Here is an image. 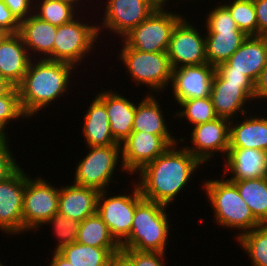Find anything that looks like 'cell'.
Wrapping results in <instances>:
<instances>
[{
    "label": "cell",
    "mask_w": 267,
    "mask_h": 266,
    "mask_svg": "<svg viewBox=\"0 0 267 266\" xmlns=\"http://www.w3.org/2000/svg\"><path fill=\"white\" fill-rule=\"evenodd\" d=\"M202 165L204 164L183 145L180 146L179 142L138 171L136 175H140L135 182L144 199L170 206L184 192L185 187L189 188L188 183L194 179V173Z\"/></svg>",
    "instance_id": "cell-1"
},
{
    "label": "cell",
    "mask_w": 267,
    "mask_h": 266,
    "mask_svg": "<svg viewBox=\"0 0 267 266\" xmlns=\"http://www.w3.org/2000/svg\"><path fill=\"white\" fill-rule=\"evenodd\" d=\"M73 70L77 71L73 65L64 62L49 59L30 61L23 80L17 86L21 107L29 120L39 115L42 109L44 111L52 101L54 103L69 94L67 89L75 77Z\"/></svg>",
    "instance_id": "cell-2"
},
{
    "label": "cell",
    "mask_w": 267,
    "mask_h": 266,
    "mask_svg": "<svg viewBox=\"0 0 267 266\" xmlns=\"http://www.w3.org/2000/svg\"><path fill=\"white\" fill-rule=\"evenodd\" d=\"M222 177V178H221ZM220 179L206 178L202 181V189L206 200L214 211V223L219 227L237 230V239L242 234L259 227L261 223L254 217L249 206L241 198L236 185L221 175Z\"/></svg>",
    "instance_id": "cell-3"
},
{
    "label": "cell",
    "mask_w": 267,
    "mask_h": 266,
    "mask_svg": "<svg viewBox=\"0 0 267 266\" xmlns=\"http://www.w3.org/2000/svg\"><path fill=\"white\" fill-rule=\"evenodd\" d=\"M168 208L143 198L136 205L129 237L121 244V249L167 253L170 232L173 231Z\"/></svg>",
    "instance_id": "cell-4"
},
{
    "label": "cell",
    "mask_w": 267,
    "mask_h": 266,
    "mask_svg": "<svg viewBox=\"0 0 267 266\" xmlns=\"http://www.w3.org/2000/svg\"><path fill=\"white\" fill-rule=\"evenodd\" d=\"M116 55L135 86L145 85L147 94H162L172 81V67L167 52H142L128 47L122 40ZM151 91V92H150Z\"/></svg>",
    "instance_id": "cell-5"
},
{
    "label": "cell",
    "mask_w": 267,
    "mask_h": 266,
    "mask_svg": "<svg viewBox=\"0 0 267 266\" xmlns=\"http://www.w3.org/2000/svg\"><path fill=\"white\" fill-rule=\"evenodd\" d=\"M87 149H89L87 155L75 164L74 181L72 180V183L92 187L99 192L108 190L109 185L116 182V178L114 179L115 176H113L117 174L116 170L126 173L121 163V144L89 146Z\"/></svg>",
    "instance_id": "cell-6"
},
{
    "label": "cell",
    "mask_w": 267,
    "mask_h": 266,
    "mask_svg": "<svg viewBox=\"0 0 267 266\" xmlns=\"http://www.w3.org/2000/svg\"><path fill=\"white\" fill-rule=\"evenodd\" d=\"M82 14L81 18L78 15L72 21L57 26L53 46L54 61L68 63L78 69L77 66L81 65L82 61L84 62L83 59L89 57L94 49L96 50L95 45L99 42L97 40L101 38L98 37L97 22L93 24L91 20L92 22L88 24L87 20L82 19V17L85 18L83 12Z\"/></svg>",
    "instance_id": "cell-7"
},
{
    "label": "cell",
    "mask_w": 267,
    "mask_h": 266,
    "mask_svg": "<svg viewBox=\"0 0 267 266\" xmlns=\"http://www.w3.org/2000/svg\"><path fill=\"white\" fill-rule=\"evenodd\" d=\"M52 181L31 177L25 172L23 195V234L38 231L54 214L58 213L59 190Z\"/></svg>",
    "instance_id": "cell-8"
},
{
    "label": "cell",
    "mask_w": 267,
    "mask_h": 266,
    "mask_svg": "<svg viewBox=\"0 0 267 266\" xmlns=\"http://www.w3.org/2000/svg\"><path fill=\"white\" fill-rule=\"evenodd\" d=\"M181 12L155 9L144 21L126 34L122 41L142 52H167L172 32L183 18Z\"/></svg>",
    "instance_id": "cell-9"
},
{
    "label": "cell",
    "mask_w": 267,
    "mask_h": 266,
    "mask_svg": "<svg viewBox=\"0 0 267 266\" xmlns=\"http://www.w3.org/2000/svg\"><path fill=\"white\" fill-rule=\"evenodd\" d=\"M134 183V184H133ZM132 193L109 195L100 191L97 198L96 213L103 219L114 239L121 245L128 237L133 224L136 205L143 199L137 183H131ZM108 194V195H107Z\"/></svg>",
    "instance_id": "cell-10"
},
{
    "label": "cell",
    "mask_w": 267,
    "mask_h": 266,
    "mask_svg": "<svg viewBox=\"0 0 267 266\" xmlns=\"http://www.w3.org/2000/svg\"><path fill=\"white\" fill-rule=\"evenodd\" d=\"M186 137H160L147 132L132 131L121 143L122 164L127 175L137 174L146 164L164 153L170 146L183 143Z\"/></svg>",
    "instance_id": "cell-11"
},
{
    "label": "cell",
    "mask_w": 267,
    "mask_h": 266,
    "mask_svg": "<svg viewBox=\"0 0 267 266\" xmlns=\"http://www.w3.org/2000/svg\"><path fill=\"white\" fill-rule=\"evenodd\" d=\"M101 3L105 7H102L103 18L100 17L101 22L97 23L99 37L107 30L122 39L155 10L147 0H104Z\"/></svg>",
    "instance_id": "cell-12"
},
{
    "label": "cell",
    "mask_w": 267,
    "mask_h": 266,
    "mask_svg": "<svg viewBox=\"0 0 267 266\" xmlns=\"http://www.w3.org/2000/svg\"><path fill=\"white\" fill-rule=\"evenodd\" d=\"M200 30L193 22L187 20V16H183L177 23L167 49L172 69L208 63L205 50V31L203 34Z\"/></svg>",
    "instance_id": "cell-13"
},
{
    "label": "cell",
    "mask_w": 267,
    "mask_h": 266,
    "mask_svg": "<svg viewBox=\"0 0 267 266\" xmlns=\"http://www.w3.org/2000/svg\"><path fill=\"white\" fill-rule=\"evenodd\" d=\"M210 97L218 117L228 120H233L234 117L237 119L250 113V108L254 112L255 83L226 82L215 72Z\"/></svg>",
    "instance_id": "cell-14"
},
{
    "label": "cell",
    "mask_w": 267,
    "mask_h": 266,
    "mask_svg": "<svg viewBox=\"0 0 267 266\" xmlns=\"http://www.w3.org/2000/svg\"><path fill=\"white\" fill-rule=\"evenodd\" d=\"M190 129L191 146L187 145L189 143L182 145L205 166L209 161L211 163L212 157L215 159L217 154H221L223 159L226 158L229 150L230 120L218 117Z\"/></svg>",
    "instance_id": "cell-15"
},
{
    "label": "cell",
    "mask_w": 267,
    "mask_h": 266,
    "mask_svg": "<svg viewBox=\"0 0 267 266\" xmlns=\"http://www.w3.org/2000/svg\"><path fill=\"white\" fill-rule=\"evenodd\" d=\"M25 171L21 165L0 182V232L11 237L23 235Z\"/></svg>",
    "instance_id": "cell-16"
},
{
    "label": "cell",
    "mask_w": 267,
    "mask_h": 266,
    "mask_svg": "<svg viewBox=\"0 0 267 266\" xmlns=\"http://www.w3.org/2000/svg\"><path fill=\"white\" fill-rule=\"evenodd\" d=\"M215 67L204 63L201 65L181 66L172 69V97L177 106L185 100L210 97Z\"/></svg>",
    "instance_id": "cell-17"
},
{
    "label": "cell",
    "mask_w": 267,
    "mask_h": 266,
    "mask_svg": "<svg viewBox=\"0 0 267 266\" xmlns=\"http://www.w3.org/2000/svg\"><path fill=\"white\" fill-rule=\"evenodd\" d=\"M267 65V51L260 36H248L237 51L224 63L215 68V72L244 73L254 83Z\"/></svg>",
    "instance_id": "cell-18"
},
{
    "label": "cell",
    "mask_w": 267,
    "mask_h": 266,
    "mask_svg": "<svg viewBox=\"0 0 267 266\" xmlns=\"http://www.w3.org/2000/svg\"><path fill=\"white\" fill-rule=\"evenodd\" d=\"M223 175L230 181L267 177V151L252 148H229L224 159Z\"/></svg>",
    "instance_id": "cell-19"
},
{
    "label": "cell",
    "mask_w": 267,
    "mask_h": 266,
    "mask_svg": "<svg viewBox=\"0 0 267 266\" xmlns=\"http://www.w3.org/2000/svg\"><path fill=\"white\" fill-rule=\"evenodd\" d=\"M96 96L105 104L114 140L121 144L132 133L136 102L113 89L101 90Z\"/></svg>",
    "instance_id": "cell-20"
},
{
    "label": "cell",
    "mask_w": 267,
    "mask_h": 266,
    "mask_svg": "<svg viewBox=\"0 0 267 266\" xmlns=\"http://www.w3.org/2000/svg\"><path fill=\"white\" fill-rule=\"evenodd\" d=\"M258 112L257 110L255 113L251 111L250 114H244L239 121L235 118L230 120L229 148L267 151V114L266 110L262 115Z\"/></svg>",
    "instance_id": "cell-21"
},
{
    "label": "cell",
    "mask_w": 267,
    "mask_h": 266,
    "mask_svg": "<svg viewBox=\"0 0 267 266\" xmlns=\"http://www.w3.org/2000/svg\"><path fill=\"white\" fill-rule=\"evenodd\" d=\"M31 57L19 33L0 41V76L17 87L25 76Z\"/></svg>",
    "instance_id": "cell-22"
},
{
    "label": "cell",
    "mask_w": 267,
    "mask_h": 266,
    "mask_svg": "<svg viewBox=\"0 0 267 266\" xmlns=\"http://www.w3.org/2000/svg\"><path fill=\"white\" fill-rule=\"evenodd\" d=\"M56 33L57 26L39 19L34 14L20 22L19 35L31 59L53 60Z\"/></svg>",
    "instance_id": "cell-23"
},
{
    "label": "cell",
    "mask_w": 267,
    "mask_h": 266,
    "mask_svg": "<svg viewBox=\"0 0 267 266\" xmlns=\"http://www.w3.org/2000/svg\"><path fill=\"white\" fill-rule=\"evenodd\" d=\"M99 191L92 187L63 184L59 190L58 213L69 219L83 221L96 213Z\"/></svg>",
    "instance_id": "cell-24"
},
{
    "label": "cell",
    "mask_w": 267,
    "mask_h": 266,
    "mask_svg": "<svg viewBox=\"0 0 267 266\" xmlns=\"http://www.w3.org/2000/svg\"><path fill=\"white\" fill-rule=\"evenodd\" d=\"M92 98V103L87 106L83 116L81 130L86 147L110 146L117 142L114 140L105 104L97 97Z\"/></svg>",
    "instance_id": "cell-25"
},
{
    "label": "cell",
    "mask_w": 267,
    "mask_h": 266,
    "mask_svg": "<svg viewBox=\"0 0 267 266\" xmlns=\"http://www.w3.org/2000/svg\"><path fill=\"white\" fill-rule=\"evenodd\" d=\"M144 95L145 96L143 99L141 98L139 103L136 102V112L132 131H144L159 135L160 137H174V132L169 128L172 126L167 125L168 123L165 120L166 117L163 115L165 113L162 110L163 105L159 103V101H161L158 97L160 94L155 95L145 93Z\"/></svg>",
    "instance_id": "cell-26"
},
{
    "label": "cell",
    "mask_w": 267,
    "mask_h": 266,
    "mask_svg": "<svg viewBox=\"0 0 267 266\" xmlns=\"http://www.w3.org/2000/svg\"><path fill=\"white\" fill-rule=\"evenodd\" d=\"M206 32V59L208 64L214 66L215 68L221 63L226 62L248 37L243 31Z\"/></svg>",
    "instance_id": "cell-27"
},
{
    "label": "cell",
    "mask_w": 267,
    "mask_h": 266,
    "mask_svg": "<svg viewBox=\"0 0 267 266\" xmlns=\"http://www.w3.org/2000/svg\"><path fill=\"white\" fill-rule=\"evenodd\" d=\"M121 248H100L74 242L58 251L72 266H108Z\"/></svg>",
    "instance_id": "cell-28"
},
{
    "label": "cell",
    "mask_w": 267,
    "mask_h": 266,
    "mask_svg": "<svg viewBox=\"0 0 267 266\" xmlns=\"http://www.w3.org/2000/svg\"><path fill=\"white\" fill-rule=\"evenodd\" d=\"M232 182L254 217L267 224V177Z\"/></svg>",
    "instance_id": "cell-29"
},
{
    "label": "cell",
    "mask_w": 267,
    "mask_h": 266,
    "mask_svg": "<svg viewBox=\"0 0 267 266\" xmlns=\"http://www.w3.org/2000/svg\"><path fill=\"white\" fill-rule=\"evenodd\" d=\"M76 242L92 247L121 248L97 213L80 222Z\"/></svg>",
    "instance_id": "cell-30"
},
{
    "label": "cell",
    "mask_w": 267,
    "mask_h": 266,
    "mask_svg": "<svg viewBox=\"0 0 267 266\" xmlns=\"http://www.w3.org/2000/svg\"><path fill=\"white\" fill-rule=\"evenodd\" d=\"M235 241L250 258L251 266H267V224L253 228Z\"/></svg>",
    "instance_id": "cell-31"
},
{
    "label": "cell",
    "mask_w": 267,
    "mask_h": 266,
    "mask_svg": "<svg viewBox=\"0 0 267 266\" xmlns=\"http://www.w3.org/2000/svg\"><path fill=\"white\" fill-rule=\"evenodd\" d=\"M34 3V15L55 26L68 23L82 13L63 0H35Z\"/></svg>",
    "instance_id": "cell-32"
},
{
    "label": "cell",
    "mask_w": 267,
    "mask_h": 266,
    "mask_svg": "<svg viewBox=\"0 0 267 266\" xmlns=\"http://www.w3.org/2000/svg\"><path fill=\"white\" fill-rule=\"evenodd\" d=\"M180 110L172 113L179 120L184 118L185 122L189 121L191 127L206 123L218 118L211 97L195 98L182 101Z\"/></svg>",
    "instance_id": "cell-33"
},
{
    "label": "cell",
    "mask_w": 267,
    "mask_h": 266,
    "mask_svg": "<svg viewBox=\"0 0 267 266\" xmlns=\"http://www.w3.org/2000/svg\"><path fill=\"white\" fill-rule=\"evenodd\" d=\"M223 5L229 10L238 29L247 36H258V23L253 0H224Z\"/></svg>",
    "instance_id": "cell-34"
},
{
    "label": "cell",
    "mask_w": 267,
    "mask_h": 266,
    "mask_svg": "<svg viewBox=\"0 0 267 266\" xmlns=\"http://www.w3.org/2000/svg\"><path fill=\"white\" fill-rule=\"evenodd\" d=\"M19 119L29 121L21 107L18 89L13 86L6 94L0 96V135L8 136L10 122H18Z\"/></svg>",
    "instance_id": "cell-35"
},
{
    "label": "cell",
    "mask_w": 267,
    "mask_h": 266,
    "mask_svg": "<svg viewBox=\"0 0 267 266\" xmlns=\"http://www.w3.org/2000/svg\"><path fill=\"white\" fill-rule=\"evenodd\" d=\"M79 221L69 219L59 213L54 214L43 225H52L53 236H56L57 243L55 244L54 252L60 251L63 247L77 241Z\"/></svg>",
    "instance_id": "cell-36"
},
{
    "label": "cell",
    "mask_w": 267,
    "mask_h": 266,
    "mask_svg": "<svg viewBox=\"0 0 267 266\" xmlns=\"http://www.w3.org/2000/svg\"><path fill=\"white\" fill-rule=\"evenodd\" d=\"M217 4L218 6H216ZM217 4L204 16V20L206 19L205 31H242L238 29L229 10L223 4Z\"/></svg>",
    "instance_id": "cell-37"
},
{
    "label": "cell",
    "mask_w": 267,
    "mask_h": 266,
    "mask_svg": "<svg viewBox=\"0 0 267 266\" xmlns=\"http://www.w3.org/2000/svg\"><path fill=\"white\" fill-rule=\"evenodd\" d=\"M120 252L133 266H167L165 263V259H167L165 254L167 253L136 251L134 249H121Z\"/></svg>",
    "instance_id": "cell-38"
},
{
    "label": "cell",
    "mask_w": 267,
    "mask_h": 266,
    "mask_svg": "<svg viewBox=\"0 0 267 266\" xmlns=\"http://www.w3.org/2000/svg\"><path fill=\"white\" fill-rule=\"evenodd\" d=\"M9 136H0V182L10 176L19 166L10 147ZM15 157V158H14Z\"/></svg>",
    "instance_id": "cell-39"
},
{
    "label": "cell",
    "mask_w": 267,
    "mask_h": 266,
    "mask_svg": "<svg viewBox=\"0 0 267 266\" xmlns=\"http://www.w3.org/2000/svg\"><path fill=\"white\" fill-rule=\"evenodd\" d=\"M16 19L21 22L34 14V0H2Z\"/></svg>",
    "instance_id": "cell-40"
},
{
    "label": "cell",
    "mask_w": 267,
    "mask_h": 266,
    "mask_svg": "<svg viewBox=\"0 0 267 266\" xmlns=\"http://www.w3.org/2000/svg\"><path fill=\"white\" fill-rule=\"evenodd\" d=\"M0 29L6 34L19 33L20 30V22L2 0H0Z\"/></svg>",
    "instance_id": "cell-41"
},
{
    "label": "cell",
    "mask_w": 267,
    "mask_h": 266,
    "mask_svg": "<svg viewBox=\"0 0 267 266\" xmlns=\"http://www.w3.org/2000/svg\"><path fill=\"white\" fill-rule=\"evenodd\" d=\"M258 23V36L267 31V0H253Z\"/></svg>",
    "instance_id": "cell-42"
},
{
    "label": "cell",
    "mask_w": 267,
    "mask_h": 266,
    "mask_svg": "<svg viewBox=\"0 0 267 266\" xmlns=\"http://www.w3.org/2000/svg\"><path fill=\"white\" fill-rule=\"evenodd\" d=\"M258 100L260 102L263 101V103L267 100V65L261 71V74L255 83V103H257V105H262V102L260 104L258 103Z\"/></svg>",
    "instance_id": "cell-43"
},
{
    "label": "cell",
    "mask_w": 267,
    "mask_h": 266,
    "mask_svg": "<svg viewBox=\"0 0 267 266\" xmlns=\"http://www.w3.org/2000/svg\"><path fill=\"white\" fill-rule=\"evenodd\" d=\"M223 80L226 82L234 83H254L248 76L244 73L238 72H216Z\"/></svg>",
    "instance_id": "cell-44"
},
{
    "label": "cell",
    "mask_w": 267,
    "mask_h": 266,
    "mask_svg": "<svg viewBox=\"0 0 267 266\" xmlns=\"http://www.w3.org/2000/svg\"><path fill=\"white\" fill-rule=\"evenodd\" d=\"M51 261L47 266H72V264L63 257L59 252H54L51 254Z\"/></svg>",
    "instance_id": "cell-45"
},
{
    "label": "cell",
    "mask_w": 267,
    "mask_h": 266,
    "mask_svg": "<svg viewBox=\"0 0 267 266\" xmlns=\"http://www.w3.org/2000/svg\"><path fill=\"white\" fill-rule=\"evenodd\" d=\"M108 266H133L132 263L120 252L115 254Z\"/></svg>",
    "instance_id": "cell-46"
},
{
    "label": "cell",
    "mask_w": 267,
    "mask_h": 266,
    "mask_svg": "<svg viewBox=\"0 0 267 266\" xmlns=\"http://www.w3.org/2000/svg\"><path fill=\"white\" fill-rule=\"evenodd\" d=\"M155 9H159V10H165L166 8H165V6L167 7V10H168V8L169 9H173V7L172 8H170L169 6L170 5H173V4H170L169 2H172L173 3V1H175V0H172V1H170V0H147ZM167 3V4H166Z\"/></svg>",
    "instance_id": "cell-47"
},
{
    "label": "cell",
    "mask_w": 267,
    "mask_h": 266,
    "mask_svg": "<svg viewBox=\"0 0 267 266\" xmlns=\"http://www.w3.org/2000/svg\"><path fill=\"white\" fill-rule=\"evenodd\" d=\"M12 87L13 85L0 76V96L6 94Z\"/></svg>",
    "instance_id": "cell-48"
},
{
    "label": "cell",
    "mask_w": 267,
    "mask_h": 266,
    "mask_svg": "<svg viewBox=\"0 0 267 266\" xmlns=\"http://www.w3.org/2000/svg\"><path fill=\"white\" fill-rule=\"evenodd\" d=\"M66 1L67 3L72 4L75 8H77V10L79 9V6H81L80 4H82L83 0H63ZM85 2H88L89 0H84ZM79 5V6H78Z\"/></svg>",
    "instance_id": "cell-49"
},
{
    "label": "cell",
    "mask_w": 267,
    "mask_h": 266,
    "mask_svg": "<svg viewBox=\"0 0 267 266\" xmlns=\"http://www.w3.org/2000/svg\"><path fill=\"white\" fill-rule=\"evenodd\" d=\"M261 37V39L263 40L264 44H265V47H266V51H267V31L261 33L259 35Z\"/></svg>",
    "instance_id": "cell-50"
},
{
    "label": "cell",
    "mask_w": 267,
    "mask_h": 266,
    "mask_svg": "<svg viewBox=\"0 0 267 266\" xmlns=\"http://www.w3.org/2000/svg\"><path fill=\"white\" fill-rule=\"evenodd\" d=\"M5 35L6 33L0 29V41L4 38Z\"/></svg>",
    "instance_id": "cell-51"
},
{
    "label": "cell",
    "mask_w": 267,
    "mask_h": 266,
    "mask_svg": "<svg viewBox=\"0 0 267 266\" xmlns=\"http://www.w3.org/2000/svg\"><path fill=\"white\" fill-rule=\"evenodd\" d=\"M0 266H6L5 264H3L1 261H0Z\"/></svg>",
    "instance_id": "cell-52"
},
{
    "label": "cell",
    "mask_w": 267,
    "mask_h": 266,
    "mask_svg": "<svg viewBox=\"0 0 267 266\" xmlns=\"http://www.w3.org/2000/svg\"><path fill=\"white\" fill-rule=\"evenodd\" d=\"M181 1H183V4H185V3H184V0H181ZM186 1H187V2L189 1V2H190V1H192V0H186ZM196 1H197V0H196Z\"/></svg>",
    "instance_id": "cell-53"
}]
</instances>
